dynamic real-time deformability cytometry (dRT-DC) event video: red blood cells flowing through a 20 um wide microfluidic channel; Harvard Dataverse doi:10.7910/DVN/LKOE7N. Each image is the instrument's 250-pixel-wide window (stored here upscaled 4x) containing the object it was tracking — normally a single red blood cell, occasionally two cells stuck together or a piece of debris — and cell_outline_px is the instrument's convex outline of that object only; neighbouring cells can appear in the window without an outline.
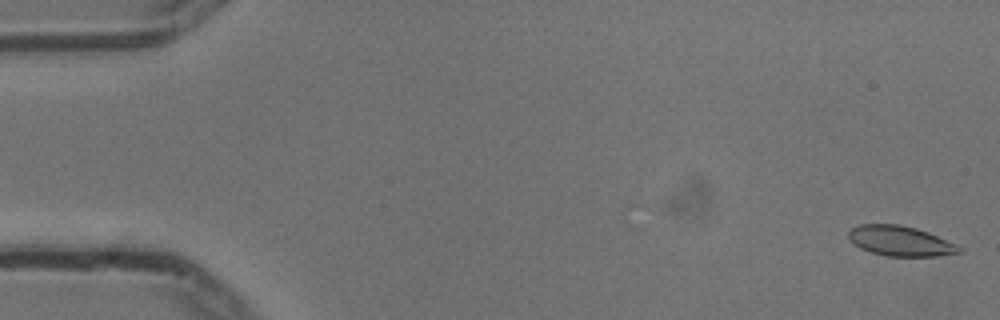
{"species": "common noctule bat (a hibernating species)", "species_latin": "Nyctalus noctula", "temperature_condition": "cold", "stored_images_in_passage": 55, "camera_frame_rate_fps": 3000, "um_per_image_px": 0.085, "animal": {"sex": "male", "body_mass_g": 13.3}, "frame": {"image": 1, "passage_image": 1, "time_ms": 0.0, "image_size_px": [1000, 320], "cell_outline_px": [[964, 252], [936, 256], [888, 256], [872, 252], [860, 248], [848, 236], [848, 232], [852, 228], [860, 224], [900, 224], [916, 228], [928, 232], [956, 244], [964, 248]], "centroid_in_image_um": [76.58, 20.48], "position_along_channel_um": 8.4, "area_um2": 19.31}}
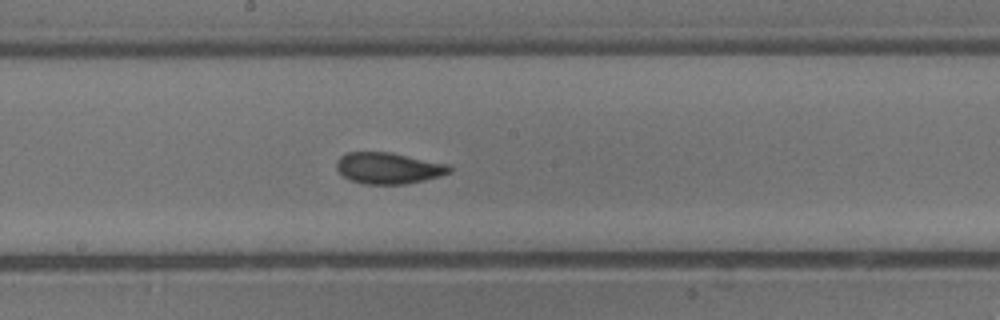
{"frame": {"image": 2, "passage_image": 29, "time_ms": 9.333, "image_size_px": [1000, 320], "cell_outline_px": [[452, 172], [440, 176], [424, 180], [404, 184], [364, 184], [348, 180], [336, 168], [336, 160], [344, 152], [392, 152], [448, 164], [452, 168]], "centroid_in_image_um": [33.0, 14.28], "position_along_channel_um": 215.2, "area_um2": 20.81}}
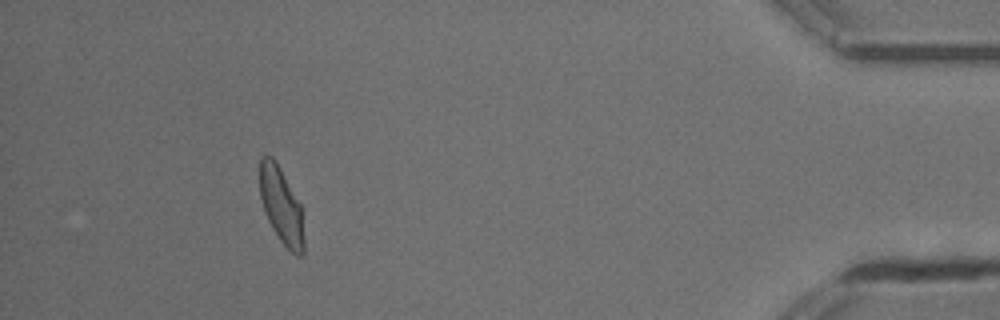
{"frame": {"image": 3, "passage_image": 50, "time_ms": 16.333, "image_size_px": [1000, 320], "cell_outline_px": [[304, 252], [300, 256], [296, 256], [280, 240], [272, 228], [268, 220], [260, 196], [260, 156], [272, 156], [276, 160], [300, 204], [304, 236]], "centroid_in_image_um": [23.91, 17.48], "position_along_channel_um": 411.3, "area_um2": 19.42}, "authors_computed_cell_mechanics": {"area_um2": 20.1722, "velocity_mm_per_s": 3.7196, "shape_relaxation_time_tau1_ms": 6.3758, "shape_relaxation_time_tau2_ms": 1.6262, "deformation_change_tau1": 0.1679, "deformation_change_tau2": 0.0613}}